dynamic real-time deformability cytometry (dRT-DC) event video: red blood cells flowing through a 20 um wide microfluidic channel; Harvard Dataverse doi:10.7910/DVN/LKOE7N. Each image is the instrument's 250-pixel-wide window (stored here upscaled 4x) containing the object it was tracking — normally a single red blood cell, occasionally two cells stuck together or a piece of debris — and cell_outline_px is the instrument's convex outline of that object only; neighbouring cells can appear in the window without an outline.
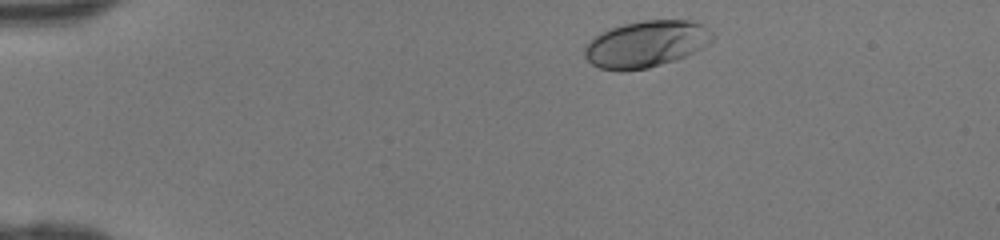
{"species": "human", "species_latin": "Homo sapiens", "temperature_condition": "room temperature", "stored_images_in_passage": 35, "camera_frame_rate_fps": 3000, "um_per_image_px": 0.085, "donor": {"sex": "female"}, "frame": {"image": 1, "passage_image": 2, "time_ms": 0.333, "image_size_px": [1000, 240], "cell_outline_px": [[716, 36], [708, 44], [696, 52], [648, 68], [624, 72], [616, 72], [600, 68], [592, 64], [584, 56], [584, 44], [592, 36], [600, 32], [624, 24], [644, 20], [692, 20], [704, 24]], "centroid_in_image_um": [54.9, 3.74], "position_along_channel_um": 30.1, "area_um2": 35.2}}
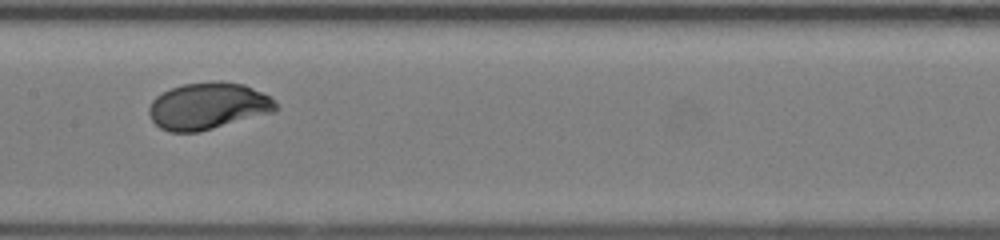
{"frame": {"image": 2, "passage_image": 18, "time_ms": 5.667, "image_size_px": [1000, 240], "cell_outline_px": [[280, 108], [276, 112], [200, 132], [168, 132], [160, 128], [152, 120], [148, 112], [148, 108], [152, 100], [156, 96], [172, 88], [184, 84], [216, 80], [220, 80], [244, 84], [276, 100]], "centroid_in_image_um": [17.72, 9.02], "position_along_channel_um": 189.7, "area_um2": 35.03}}
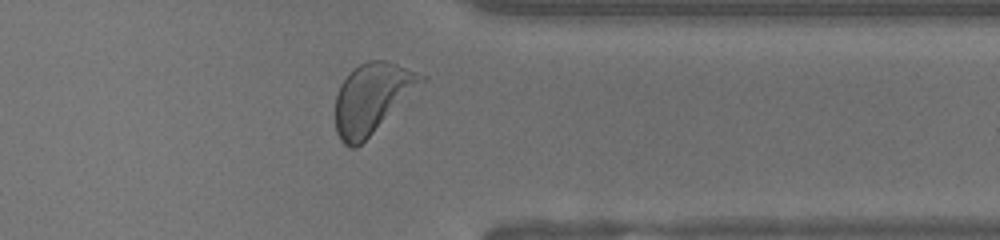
{"frame": {"image": 3, "passage_image": 31, "time_ms": 10.0, "image_size_px": [1000, 240], "cell_outline_px": [[428, 80], [356, 148], [352, 148], [344, 144], [340, 140], [336, 132], [336, 92], [340, 84], [360, 64], [368, 60], [384, 60], [396, 64], [428, 76]], "centroid_in_image_um": [31.65, 8.34], "position_along_channel_um": 379.7, "area_um2": 34.74}}